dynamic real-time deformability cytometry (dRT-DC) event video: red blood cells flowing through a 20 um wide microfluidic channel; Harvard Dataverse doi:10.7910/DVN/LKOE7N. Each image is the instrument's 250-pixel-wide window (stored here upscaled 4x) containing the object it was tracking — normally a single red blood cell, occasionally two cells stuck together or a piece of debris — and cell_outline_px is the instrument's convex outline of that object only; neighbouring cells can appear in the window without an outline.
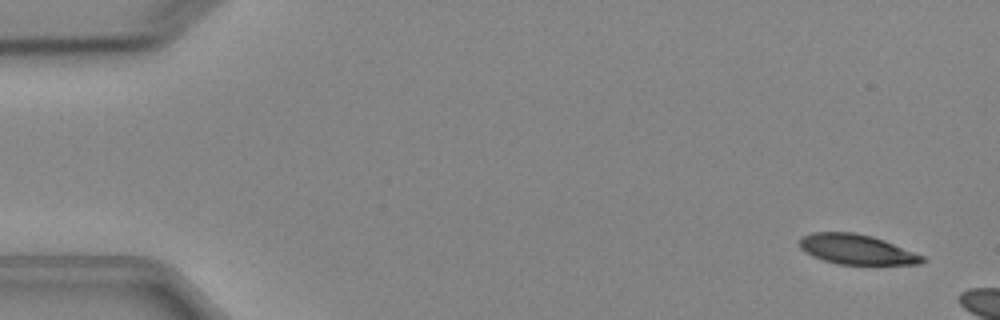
{"species": "Egyptian fruit bat (a non-hibernating species)", "species_latin": "Rousettus aegyptiacus", "temperature_condition": "cold", "stored_images_in_passage": 3, "camera_frame_rate_fps": 3000, "um_per_image_px": 0.085, "animal": {"sex": "female"}, "frame": {"image": 1, "passage_image": 1, "time_ms": 0.0, "image_size_px": [1000, 320], "cell_outline_px": [[928, 260], [920, 264], [840, 264], [824, 260], [812, 256], [804, 252], [800, 248], [800, 240], [804, 236], [812, 232], [856, 232], [872, 236], [884, 240], [924, 256]], "centroid_in_image_um": [72.82, 21.19], "position_along_channel_um": 12.2, "area_um2": 21.33}}